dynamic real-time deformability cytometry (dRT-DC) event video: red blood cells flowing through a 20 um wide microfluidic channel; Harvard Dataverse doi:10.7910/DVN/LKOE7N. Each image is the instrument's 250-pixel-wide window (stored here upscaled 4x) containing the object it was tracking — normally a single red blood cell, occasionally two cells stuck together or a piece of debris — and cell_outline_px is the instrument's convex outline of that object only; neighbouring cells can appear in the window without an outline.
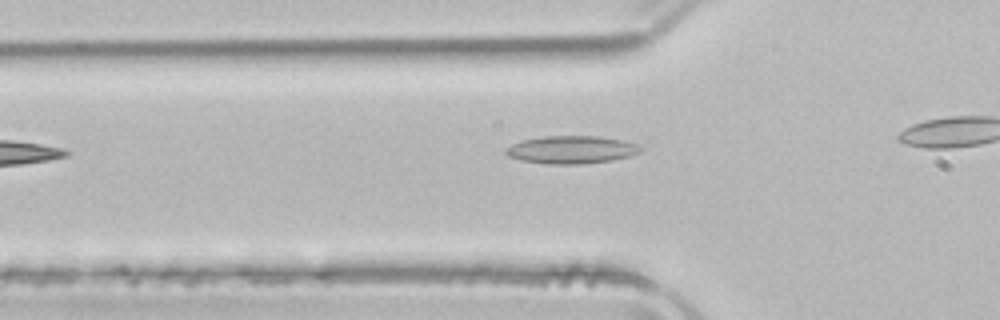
{"species": "common noctule bat (a hibernating species)", "species_latin": "Nyctalus noctula", "temperature_condition": "room temperature", "stored_images_in_passage": 26, "camera_frame_rate_fps": 3000, "um_per_image_px": 0.085, "animal": {"sex": "male", "body_mass_g": 21.5, "forearm_length_mm": 52.0}, "frame": {"image": 1, "passage_image": 2, "time_ms": 0.333, "image_size_px": [1000, 320], "cell_outline_px": [[644, 148], [640, 152], [628, 156], [612, 160], [580, 164], [548, 164], [520, 160], [508, 156], [504, 152], [504, 148], [512, 144], [524, 140], [544, 136], [600, 136], [640, 144]], "centroid_in_image_um": [48.57, 12.72], "position_along_channel_um": 77.2, "area_um2": 21.85}}
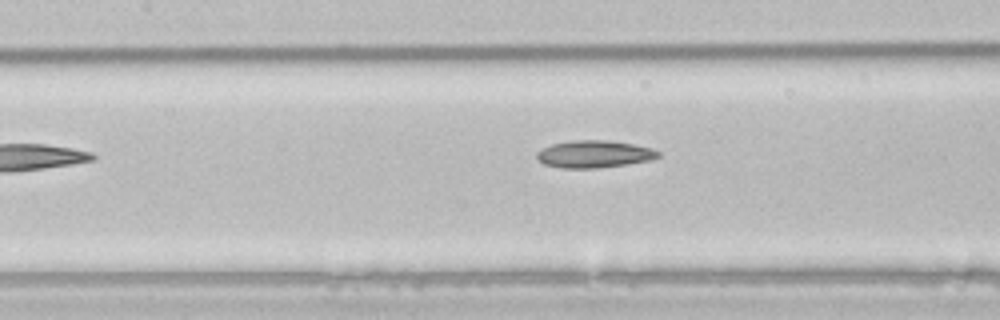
{"frame": {"image": 2, "passage_image": 8, "time_ms": 2.333, "image_size_px": [1000, 320], "cell_outline_px": [[660, 156], [652, 160], [628, 164], [596, 168], [560, 168], [544, 164], [536, 160], [536, 152], [552, 144], [572, 140], [608, 140], [632, 144], [652, 148], [660, 152]], "centroid_in_image_um": [50.5, 13.1], "position_along_channel_um": 156.9, "area_um2": 19.42}}
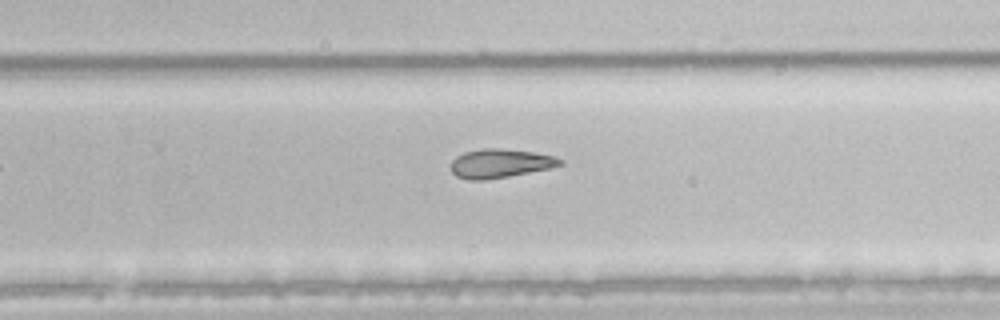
{"frame": {"image": 3, "passage_image": 18, "time_ms": 5.667, "image_size_px": [1000, 320], "cell_outline_px": [[564, 164], [548, 168], [508, 176], [484, 180], [468, 180], [456, 176], [452, 172], [452, 160], [456, 156], [464, 152], [484, 148], [500, 148], [532, 152], [556, 156], [564, 160]], "centroid_in_image_um": [42.51, 13.88], "position_along_channel_um": 287.3, "area_um2": 18.26}}